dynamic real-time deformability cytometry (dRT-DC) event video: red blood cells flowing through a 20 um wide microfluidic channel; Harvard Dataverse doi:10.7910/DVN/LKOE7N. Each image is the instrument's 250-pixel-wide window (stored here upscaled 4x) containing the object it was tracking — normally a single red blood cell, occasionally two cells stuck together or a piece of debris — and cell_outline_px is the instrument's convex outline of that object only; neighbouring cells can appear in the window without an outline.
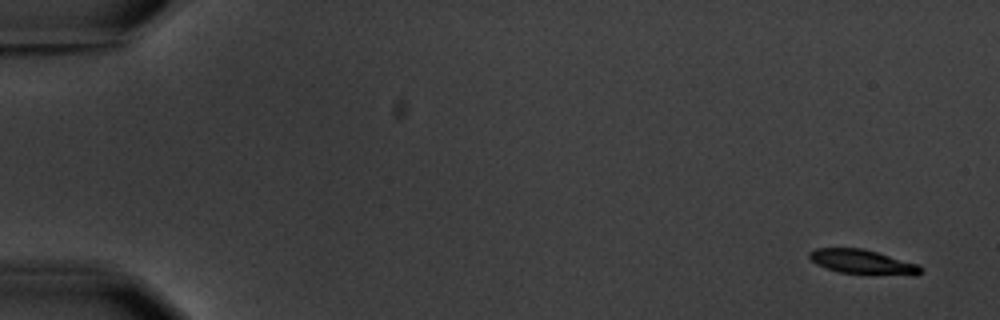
{"species": "common noctule bat (a hibernating species)", "species_latin": "Nyctalus noctula", "temperature_condition": "warm", "stored_images_in_passage": 7, "camera_frame_rate_fps": 3000, "um_per_image_px": 0.085, "animal": {"sex": "male", "body_mass_g": 20.1, "forearm_length_mm": 53.5}, "frame": {"image": 1, "passage_image": 1, "time_ms": 0.0, "image_size_px": [1000, 320], "cell_outline_px": [[924, 272], [916, 276], [868, 276], [840, 272], [816, 264], [808, 256], [808, 252], [816, 248], [860, 248], [876, 252], [920, 264], [924, 268]], "centroid_in_image_um": [73.44, 22.31], "position_along_channel_um": 11.6, "area_um2": 16.59}}
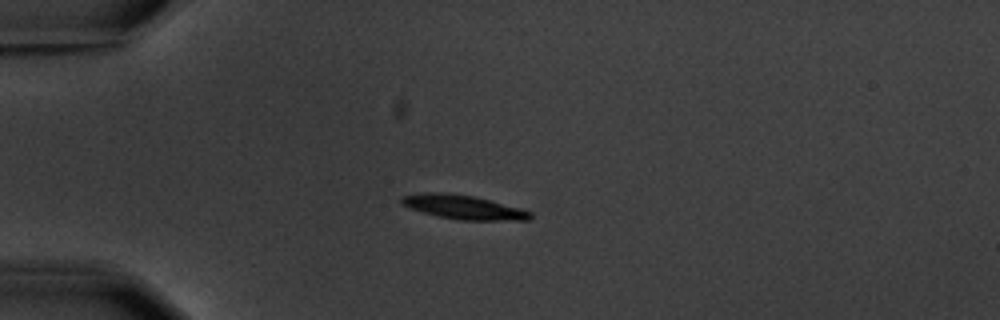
{"frame": {"image": 2, "passage_image": 4, "time_ms": 4.333, "image_size_px": [1000, 320], "cell_outline_px": [[532, 216], [528, 220], [456, 220], [424, 212], [400, 204], [400, 196], [424, 192], [440, 192], [472, 196], [520, 208], [532, 212]], "centroid_in_image_um": [39.36, 17.6], "position_along_channel_um": 45.6, "area_um2": 17.8}}